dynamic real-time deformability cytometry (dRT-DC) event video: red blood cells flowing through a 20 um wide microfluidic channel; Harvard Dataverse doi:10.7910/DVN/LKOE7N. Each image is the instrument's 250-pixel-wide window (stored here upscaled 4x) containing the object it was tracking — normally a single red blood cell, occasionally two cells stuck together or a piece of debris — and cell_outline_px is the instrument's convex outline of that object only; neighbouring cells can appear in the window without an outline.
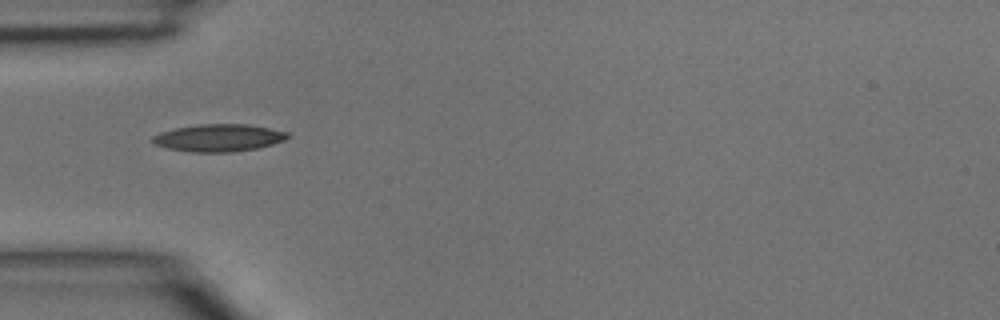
{"species": "common noctule bat (a hibernating species)", "species_latin": "Nyctalus noctula", "temperature_condition": "room temperature", "stored_images_in_passage": 1, "camera_frame_rate_fps": 3000, "um_per_image_px": 0.085, "animal": {"sex": "male", "body_mass_g": 15.6}, "frame": {"image": 1, "passage_image": 1, "time_ms": 0.0, "image_size_px": [1000, 320], "cell_outline_px": [[292, 136], [284, 140], [272, 144], [256, 148], [232, 152], [192, 152], [168, 148], [156, 144], [152, 140], [152, 136], [160, 132], [176, 128], [200, 124], [244, 124], [268, 128], [288, 132]], "centroid_in_image_um": [18.6, 11.71], "position_along_channel_um": 66.4, "area_um2": 21.33}}